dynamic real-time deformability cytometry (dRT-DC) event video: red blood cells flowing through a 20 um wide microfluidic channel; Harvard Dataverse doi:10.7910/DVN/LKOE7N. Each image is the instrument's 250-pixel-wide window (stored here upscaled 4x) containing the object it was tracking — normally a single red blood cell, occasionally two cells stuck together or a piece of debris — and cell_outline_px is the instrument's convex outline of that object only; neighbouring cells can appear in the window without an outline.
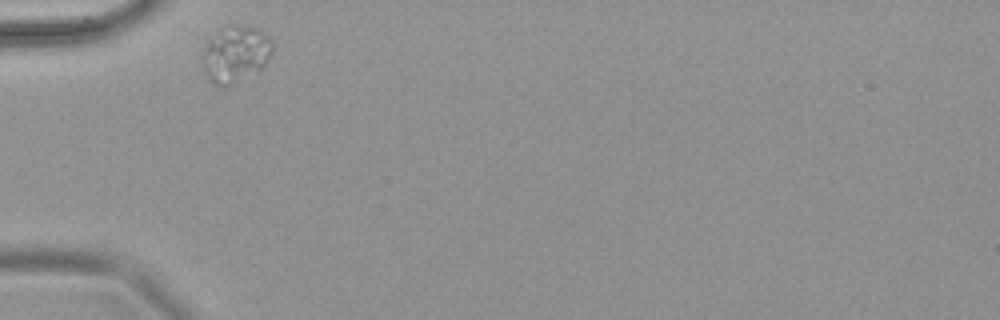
{"species": "common noctule bat (a hibernating species)", "species_latin": "Nyctalus noctula", "temperature_condition": "warm", "stored_images_in_passage": 52, "camera_frame_rate_fps": 3000, "um_per_image_px": 0.085, "animal": {"sex": "female", "body_mass_g": 18.4}, "frame": {"image": 1, "passage_image": 1, "time_ms": 0.0, "image_size_px": [1000, 320], "cell_outline_px": [[272, 52], [264, 64], [260, 68], [224, 88], [220, 88], [212, 84], [208, 80], [200, 56], [208, 40], [216, 32], [228, 24], [232, 24], [256, 28], [268, 36], [272, 40]], "centroid_in_image_um": [19.96, 4.59], "position_along_channel_um": 65.0, "area_um2": 23.0}}
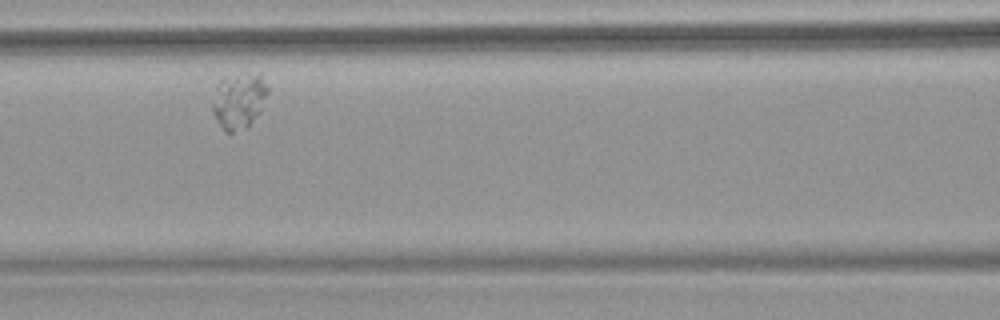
{"frame": {"image": 2, "passage_image": 11, "time_ms": 3.333, "image_size_px": [1000, 320], "cell_outline_px": [[268, 92], [260, 112], [248, 124], [232, 132], [224, 132], [212, 112], [212, 104], [216, 84], [224, 76], [260, 72], [268, 88]], "centroid_in_image_um": [20.29, 8.5], "position_along_channel_um": 146.3, "area_um2": 17.92}}
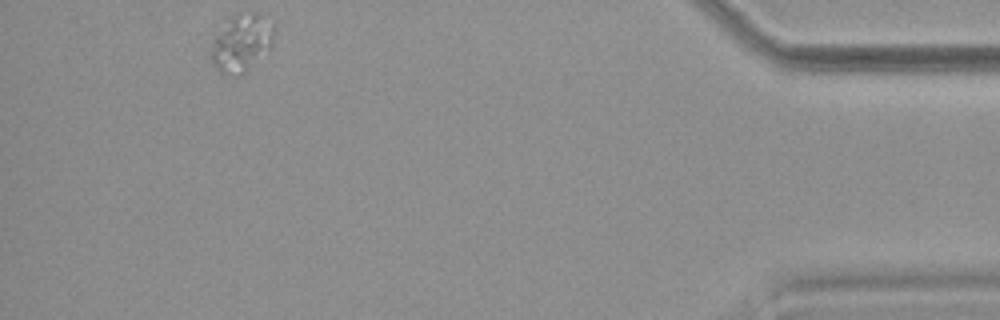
{"frame": {"image": 3, "passage_image": 47, "time_ms": 15.333, "image_size_px": [1000, 320], "cell_outline_px": [[272, 44], [240, 76], [236, 76], [220, 72], [208, 60], [208, 52], [216, 36], [232, 12], [256, 12], [272, 24]], "centroid_in_image_um": [20.43, 3.63], "position_along_channel_um": 414.8, "area_um2": 20.87}}